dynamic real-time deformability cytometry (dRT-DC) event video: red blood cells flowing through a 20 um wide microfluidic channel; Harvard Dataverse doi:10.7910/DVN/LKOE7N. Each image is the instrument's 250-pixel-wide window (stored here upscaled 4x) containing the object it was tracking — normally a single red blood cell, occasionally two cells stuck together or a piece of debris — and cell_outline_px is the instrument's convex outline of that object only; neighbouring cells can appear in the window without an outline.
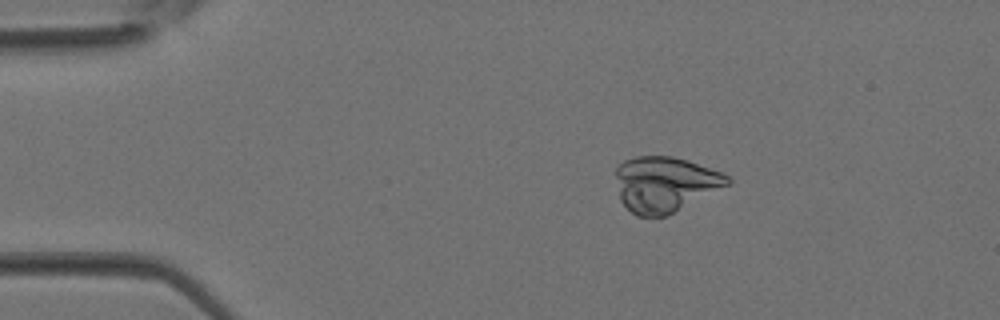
{"species": "Egyptian fruit bat (a non-hibernating species)", "species_latin": "Rousettus aegyptiacus", "temperature_condition": "room temperature", "stored_images_in_passage": 2, "camera_frame_rate_fps": 3000, "um_per_image_px": 0.085, "animal": {"sex": "female"}, "frame": {"image": 1, "passage_image": 1, "time_ms": 0.0, "image_size_px": [1000, 320], "cell_outline_px": [[732, 184], [668, 216], [636, 216], [620, 200], [616, 176], [616, 168], [624, 160], [636, 156], [672, 156], [688, 160], [720, 172], [728, 176], [732, 180]], "centroid_in_image_um": [56.55, 15.66], "position_along_channel_um": 28.4, "area_um2": 36.3}}